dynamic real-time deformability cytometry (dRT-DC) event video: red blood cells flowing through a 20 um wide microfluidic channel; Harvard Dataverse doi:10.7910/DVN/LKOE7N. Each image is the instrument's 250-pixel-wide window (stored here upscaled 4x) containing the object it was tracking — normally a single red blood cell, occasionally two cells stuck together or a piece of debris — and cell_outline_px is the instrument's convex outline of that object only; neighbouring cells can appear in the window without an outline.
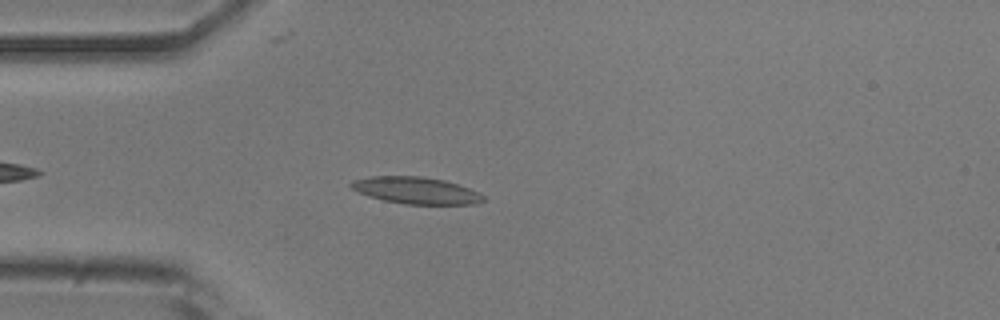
{"species": "common noctule bat (a hibernating species)", "species_latin": "Nyctalus noctula", "temperature_condition": "room temperature", "stored_images_in_passage": 9, "camera_frame_rate_fps": 3000, "um_per_image_px": 0.085, "animal": {"sex": "male", "body_mass_g": 20.5, "forearm_length_mm": 52.5}, "frame": {"image": 1, "passage_image": 6, "time_ms": 1.667, "image_size_px": [1000, 320], "cell_outline_px": [[484, 200], [476, 204], [404, 204], [384, 200], [368, 196], [352, 188], [348, 184], [352, 180], [372, 176], [420, 176], [444, 180], [480, 192], [484, 196]], "centroid_in_image_um": [35.36, 16.18], "position_along_channel_um": 49.6, "area_um2": 20.58}}